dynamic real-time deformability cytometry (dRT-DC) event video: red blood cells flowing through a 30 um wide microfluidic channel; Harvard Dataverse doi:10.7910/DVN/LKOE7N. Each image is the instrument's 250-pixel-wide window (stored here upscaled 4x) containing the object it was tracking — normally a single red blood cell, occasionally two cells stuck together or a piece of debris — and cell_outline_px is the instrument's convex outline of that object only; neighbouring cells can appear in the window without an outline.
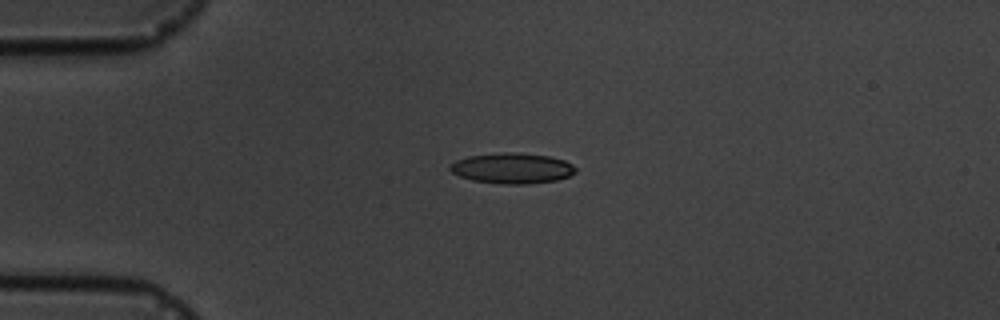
{"species": "common noctule bat (a hibernating species)", "species_latin": "Nyctalus noctula", "temperature_condition": "cold", "stored_images_in_passage": 5, "camera_frame_rate_fps": 3000, "um_per_image_px": 0.085, "animal": {"sex": "male", "body_mass_g": 19.5, "forearm_length_mm": 54.6}, "frame": {"image": 1, "passage_image": 4, "time_ms": 4.333, "image_size_px": [1000, 320], "cell_outline_px": [[576, 172], [568, 176], [556, 180], [528, 184], [500, 184], [472, 180], [460, 176], [452, 172], [448, 168], [456, 160], [468, 156], [500, 152], [520, 152], [548, 156], [564, 160], [572, 164], [576, 168]], "centroid_in_image_um": [43.53, 14.29], "position_along_channel_um": 41.5, "area_um2": 22.43}}